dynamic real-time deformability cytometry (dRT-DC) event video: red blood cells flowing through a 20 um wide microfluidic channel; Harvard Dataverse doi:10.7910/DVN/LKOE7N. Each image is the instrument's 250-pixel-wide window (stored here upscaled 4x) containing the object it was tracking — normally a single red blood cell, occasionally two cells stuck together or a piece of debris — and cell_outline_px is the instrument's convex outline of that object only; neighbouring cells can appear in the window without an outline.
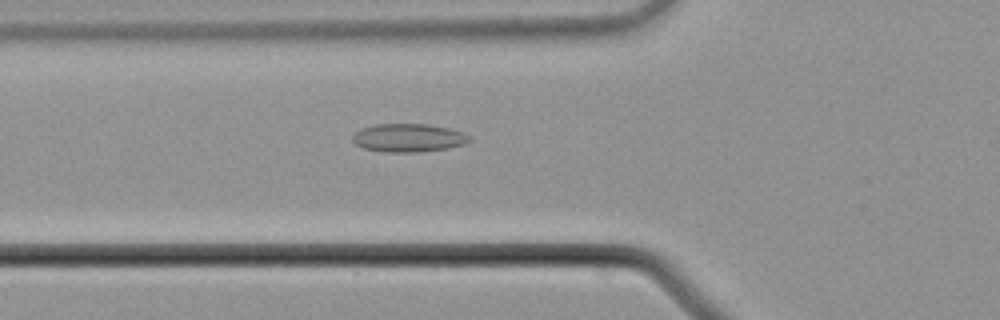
{"species": "common noctule bat (a hibernating species)", "species_latin": "Nyctalus noctula", "temperature_condition": "cold", "stored_images_in_passage": 55, "camera_frame_rate_fps": 3000, "um_per_image_px": 0.085, "animal": {"sex": "male", "body_mass_g": 21.5, "forearm_length_mm": 52.0}, "frame": {"image": 1, "passage_image": 20, "time_ms": 6.333, "image_size_px": [1000, 320], "cell_outline_px": [[472, 140], [464, 144], [448, 148], [416, 152], [384, 152], [364, 148], [356, 144], [352, 140], [352, 136], [360, 128], [376, 124], [428, 124], [448, 128], [464, 132], [472, 136]], "centroid_in_image_um": [34.74, 11.71], "position_along_channel_um": 91.1, "area_um2": 19.36}}
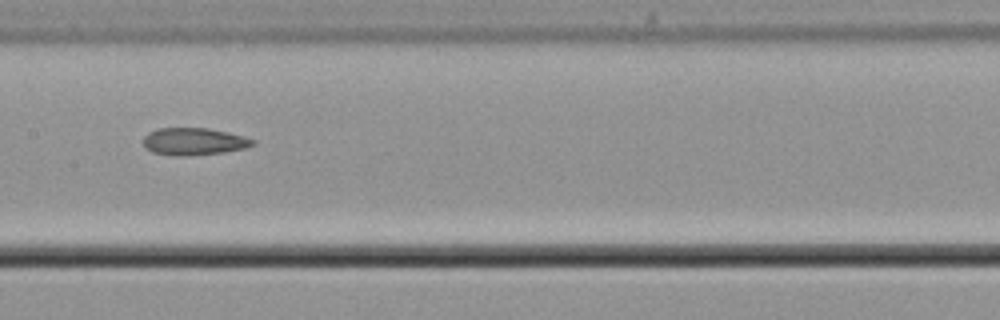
{"frame": {"image": 2, "passage_image": 28, "time_ms": 9.0, "image_size_px": [1000, 320], "cell_outline_px": [[256, 144], [244, 148], [224, 152], [188, 156], [176, 156], [152, 152], [144, 148], [144, 136], [148, 132], [156, 128], [208, 128], [228, 132], [244, 136], [256, 140]], "centroid_in_image_um": [16.47, 12.02], "position_along_channel_um": 190.9, "area_um2": 17.57}}
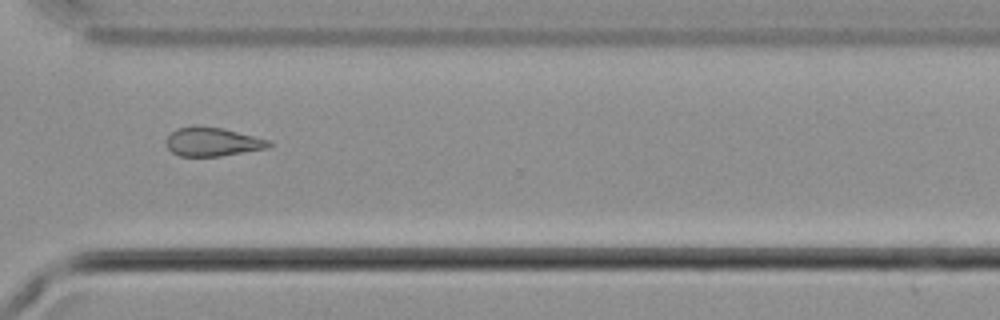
{"frame": {"image": 3, "passage_image": 41, "time_ms": 13.333, "image_size_px": [1000, 320], "cell_outline_px": [[272, 144], [268, 148], [220, 156], [180, 156], [172, 152], [168, 148], [168, 136], [176, 128], [192, 124], [196, 124], [220, 128], [272, 140]], "centroid_in_image_um": [18.07, 12.03], "position_along_channel_um": 352.5, "area_um2": 17.28}}